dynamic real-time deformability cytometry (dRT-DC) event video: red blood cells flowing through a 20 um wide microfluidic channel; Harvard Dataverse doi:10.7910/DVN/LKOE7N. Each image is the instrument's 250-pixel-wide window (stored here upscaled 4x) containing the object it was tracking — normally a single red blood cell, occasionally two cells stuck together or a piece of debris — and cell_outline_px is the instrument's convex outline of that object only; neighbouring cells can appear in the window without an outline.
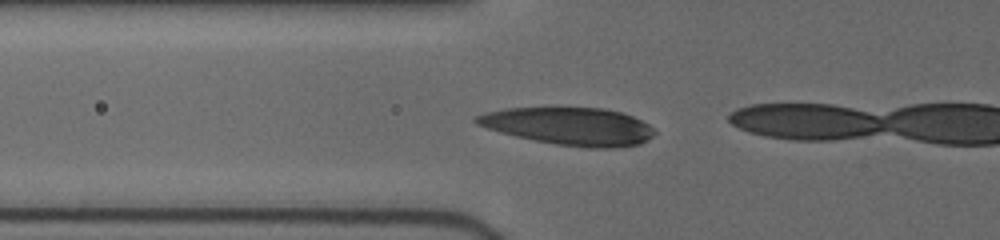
{"species": "human", "species_latin": "Homo sapiens", "temperature_condition": "cold", "stored_images_in_passage": 20, "camera_frame_rate_fps": 3000, "um_per_image_px": 0.085, "donor": {"sex": "female"}, "frame": {"image": 1, "passage_image": 18, "time_ms": 5.333, "image_size_px": [1000, 240], "cell_outline_px": [[656, 132], [648, 140], [640, 144], [616, 148], [588, 148], [556, 144], [516, 136], [500, 132], [476, 124], [472, 120], [476, 116], [484, 112], [504, 108], [556, 104], [604, 108], [620, 112], [632, 116], [648, 124]], "centroid_in_image_um": [48.35, 10.67], "position_along_channel_um": 77.5, "area_um2": 40.4}}